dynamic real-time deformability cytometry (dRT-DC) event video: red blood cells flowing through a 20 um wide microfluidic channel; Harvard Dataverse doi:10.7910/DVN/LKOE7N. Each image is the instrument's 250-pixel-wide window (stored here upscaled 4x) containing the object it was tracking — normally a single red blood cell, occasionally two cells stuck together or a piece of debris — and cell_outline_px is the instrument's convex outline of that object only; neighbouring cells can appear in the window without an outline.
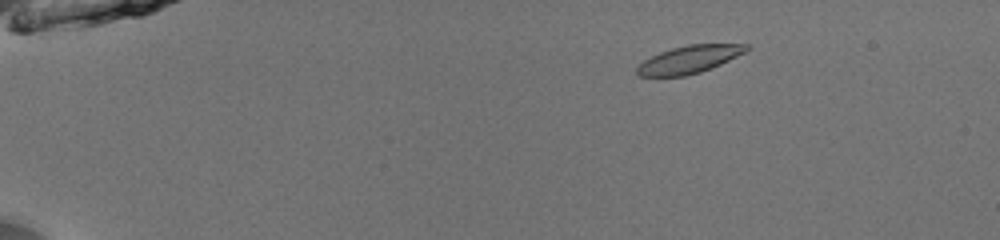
{"species": "common noctule bat (a hibernating species)", "species_latin": "Nyctalus noctula", "temperature_condition": "room temperature", "stored_images_in_passage": 10, "camera_frame_rate_fps": 3000, "um_per_image_px": 0.085, "animal": {"sex": "male", "body_mass_g": 13.0, "forearm_length_mm": 53.1}, "frame": {"image": 1, "passage_image": 5, "time_ms": 1.333, "image_size_px": [1000, 240], "cell_outline_px": [[752, 48], [720, 64], [700, 72], [684, 76], [636, 76], [636, 68], [644, 60], [660, 52], [672, 48], [688, 44], [748, 44]], "centroid_in_image_um": [58.57, 5.05], "position_along_channel_um": 26.4, "area_um2": 17.46}}